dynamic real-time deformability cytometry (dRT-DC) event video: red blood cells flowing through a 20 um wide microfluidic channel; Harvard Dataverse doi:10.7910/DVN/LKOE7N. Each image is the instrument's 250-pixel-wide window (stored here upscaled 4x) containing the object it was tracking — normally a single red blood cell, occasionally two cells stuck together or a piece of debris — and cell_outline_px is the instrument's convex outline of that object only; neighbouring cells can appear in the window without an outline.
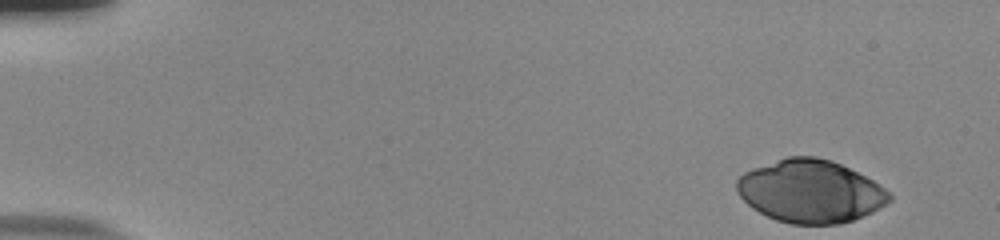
{"species": "human", "species_latin": "Homo sapiens", "temperature_condition": "room temperature", "stored_images_in_passage": 51, "camera_frame_rate_fps": 3000, "um_per_image_px": 0.085, "donor": {"sex": "male"}, "frame": {"image": 1, "passage_image": 1, "time_ms": 0.0, "image_size_px": [1000, 240], "cell_outline_px": [[892, 200], [872, 212], [864, 216], [840, 224], [792, 224], [776, 220], [752, 208], [736, 192], [736, 180], [744, 172], [752, 168], [788, 156], [816, 156], [832, 160], [872, 180], [884, 188], [892, 196]], "centroid_in_image_um": [68.86, 16.26], "position_along_channel_um": 16.1, "area_um2": 55.72}}
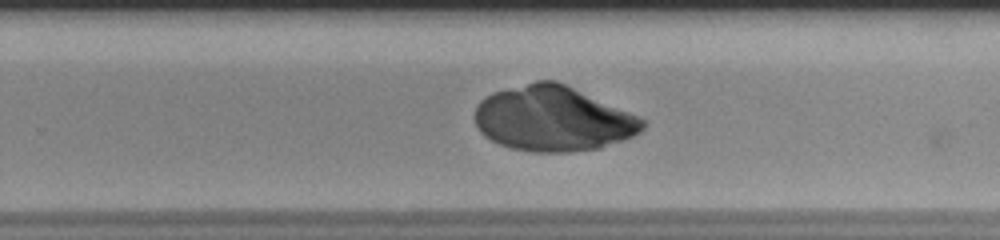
{"frame": {"image": 2, "passage_image": 33, "time_ms": 10.667, "image_size_px": [1000, 240], "cell_outline_px": [[644, 128], [640, 132], [632, 136], [600, 148], [568, 152], [536, 152], [512, 148], [500, 144], [484, 136], [480, 132], [476, 124], [476, 104], [480, 100], [492, 92], [536, 80], [556, 80], [628, 112], [644, 120]], "centroid_in_image_um": [46.96, 10.09], "position_along_channel_um": 282.8, "area_um2": 63.06}}
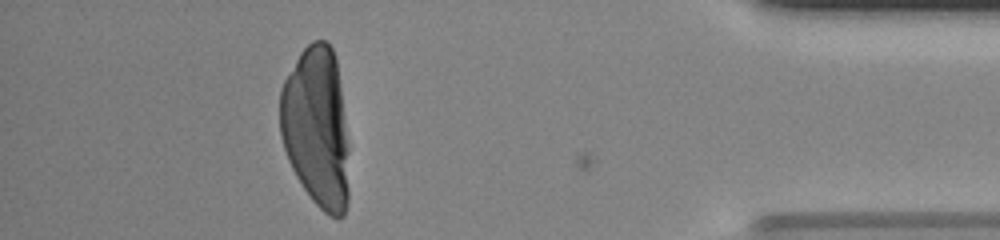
{"frame": {"image": 3, "passage_image": 46, "time_ms": 15.0, "image_size_px": [1000, 240], "cell_outline_px": [[348, 204], [344, 216], [328, 216], [312, 200], [296, 176], [288, 160], [280, 136], [280, 88], [284, 80], [300, 52], [312, 40], [328, 40], [332, 48], [336, 60], [344, 116], [348, 148]], "centroid_in_image_um": [26.89, 10.82], "position_along_channel_um": 408.3, "area_um2": 64.68}}